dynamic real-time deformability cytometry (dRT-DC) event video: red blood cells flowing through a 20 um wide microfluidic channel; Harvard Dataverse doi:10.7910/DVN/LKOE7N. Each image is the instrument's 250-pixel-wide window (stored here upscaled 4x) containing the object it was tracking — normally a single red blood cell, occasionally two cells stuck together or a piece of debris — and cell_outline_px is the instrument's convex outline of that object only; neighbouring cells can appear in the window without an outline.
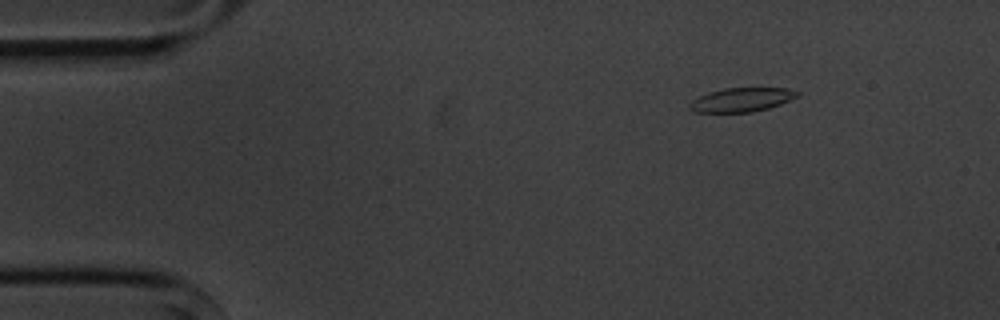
{"species": "common noctule bat (a hibernating species)", "species_latin": "Nyctalus noctula", "temperature_condition": "cold", "stored_images_in_passage": 5, "camera_frame_rate_fps": 3000, "um_per_image_px": 0.085, "animal": {"sex": "male", "body_mass_g": 20.1, "forearm_length_mm": 53.5}, "frame": {"image": 1, "passage_image": 3, "time_ms": 2.333, "image_size_px": [1000, 320], "cell_outline_px": [[800, 96], [780, 104], [768, 108], [752, 112], [696, 112], [688, 108], [688, 104], [692, 100], [708, 92], [724, 88], [788, 88], [800, 92]], "centroid_in_image_um": [63.05, 8.47], "position_along_channel_um": 22.0, "area_um2": 15.09}}